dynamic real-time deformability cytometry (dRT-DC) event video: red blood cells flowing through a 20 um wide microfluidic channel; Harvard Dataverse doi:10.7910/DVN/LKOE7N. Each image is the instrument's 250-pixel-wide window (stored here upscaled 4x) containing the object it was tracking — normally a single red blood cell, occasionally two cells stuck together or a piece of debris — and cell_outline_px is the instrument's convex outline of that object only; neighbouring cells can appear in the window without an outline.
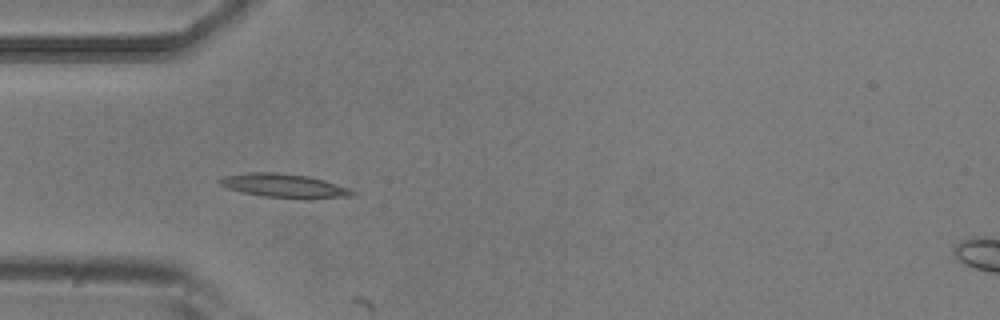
{"species": "common noctule bat (a hibernating species)", "species_latin": "Nyctalus noctula", "temperature_condition": "room temperature", "stored_images_in_passage": 4, "camera_frame_rate_fps": 3000, "um_per_image_px": 0.085, "animal": {"sex": "male", "body_mass_g": 20.5, "forearm_length_mm": 52.5}, "frame": {"image": 1, "passage_image": 3, "time_ms": 0.667, "image_size_px": [1000, 320], "cell_outline_px": [[356, 196], [312, 200], [264, 196], [240, 192], [228, 188], [220, 184], [216, 180], [224, 176], [252, 172], [276, 172], [308, 176], [324, 180], [352, 188], [356, 192]], "centroid_in_image_um": [24.26, 15.81], "position_along_channel_um": 60.7, "area_um2": 18.9}}